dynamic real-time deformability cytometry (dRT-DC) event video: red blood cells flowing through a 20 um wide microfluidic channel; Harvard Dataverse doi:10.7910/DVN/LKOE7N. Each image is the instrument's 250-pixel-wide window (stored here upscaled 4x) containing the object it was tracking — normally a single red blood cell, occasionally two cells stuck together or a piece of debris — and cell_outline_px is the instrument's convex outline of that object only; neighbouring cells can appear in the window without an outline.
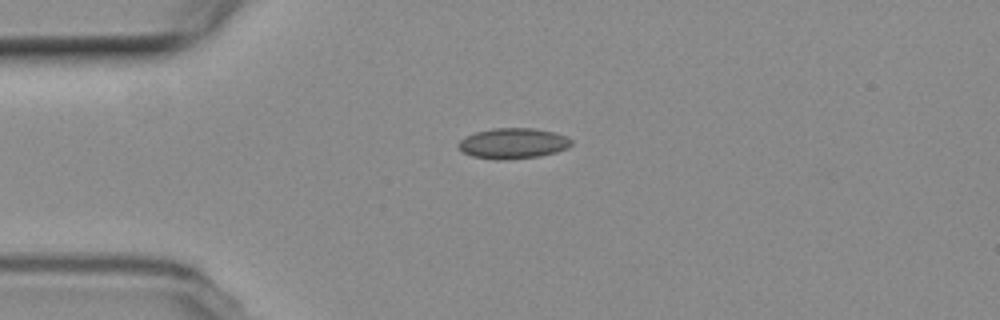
{"species": "common noctule bat (a hibernating species)", "species_latin": "Nyctalus noctula", "temperature_condition": "room temperature", "stored_images_in_passage": 2, "camera_frame_rate_fps": 3000, "um_per_image_px": 0.085, "animal": {"sex": "female", "body_mass_g": 19.3, "forearm_length_mm": 54.1}, "frame": {"image": 1, "passage_image": 1, "time_ms": 0.0, "image_size_px": [1000, 320], "cell_outline_px": [[572, 144], [568, 148], [556, 152], [540, 156], [508, 160], [496, 160], [472, 156], [464, 152], [456, 144], [460, 140], [476, 132], [492, 128], [536, 128], [552, 132], [564, 136], [572, 140]], "centroid_in_image_um": [43.61, 12.19], "position_along_channel_um": 41.4, "area_um2": 20.11}}